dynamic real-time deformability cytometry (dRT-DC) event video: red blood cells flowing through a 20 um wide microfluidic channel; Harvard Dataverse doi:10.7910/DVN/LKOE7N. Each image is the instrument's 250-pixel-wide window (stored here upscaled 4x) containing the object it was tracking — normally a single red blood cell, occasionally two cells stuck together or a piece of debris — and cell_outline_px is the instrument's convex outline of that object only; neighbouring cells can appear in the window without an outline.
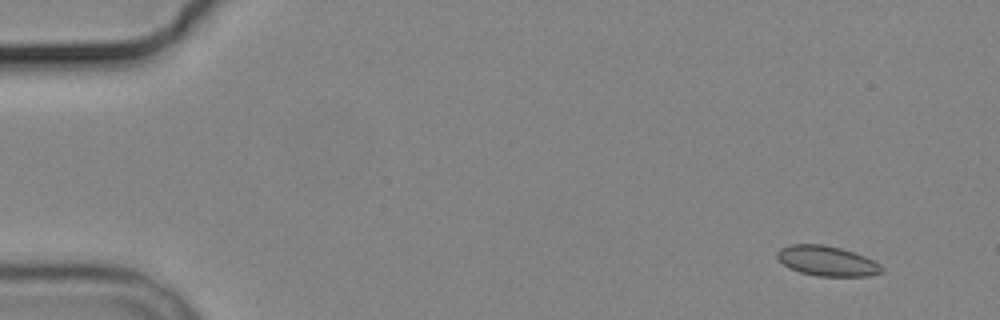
{"species": "common noctule bat (a hibernating species)", "species_latin": "Nyctalus noctula", "temperature_condition": "cold", "stored_images_in_passage": 3, "camera_frame_rate_fps": 3000, "um_per_image_px": 0.085, "animal": {"sex": "male", "body_mass_g": 19.2, "forearm_length_mm": 51.8}, "frame": {"image": 1, "passage_image": 1, "time_ms": 0.0, "image_size_px": [1000, 320], "cell_outline_px": [[884, 272], [868, 276], [816, 276], [800, 272], [788, 268], [776, 256], [776, 252], [780, 248], [788, 244], [824, 244], [840, 248], [864, 256], [880, 264], [884, 268]], "centroid_in_image_um": [70.28, 22.18], "position_along_channel_um": 14.7, "area_um2": 18.38}}
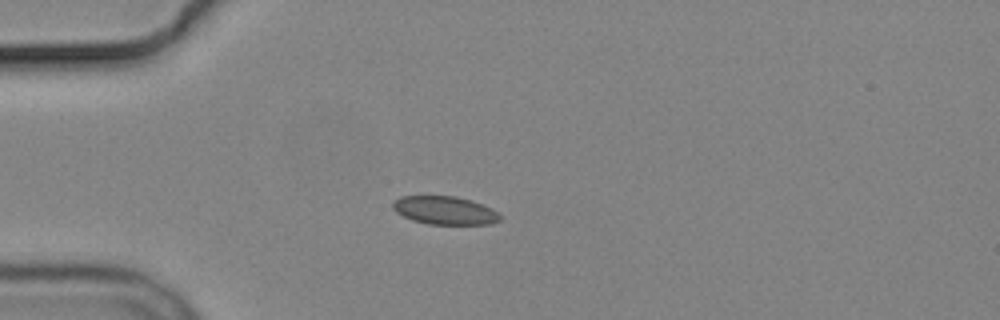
{"frame": {"image": 2, "passage_image": 3, "time_ms": 3.667, "image_size_px": [1000, 320], "cell_outline_px": [[500, 220], [492, 224], [428, 224], [412, 220], [396, 212], [392, 208], [392, 200], [400, 196], [456, 196], [472, 200], [492, 208], [500, 216]], "centroid_in_image_um": [37.78, 17.87], "position_along_channel_um": 47.2, "area_um2": 17.74}}